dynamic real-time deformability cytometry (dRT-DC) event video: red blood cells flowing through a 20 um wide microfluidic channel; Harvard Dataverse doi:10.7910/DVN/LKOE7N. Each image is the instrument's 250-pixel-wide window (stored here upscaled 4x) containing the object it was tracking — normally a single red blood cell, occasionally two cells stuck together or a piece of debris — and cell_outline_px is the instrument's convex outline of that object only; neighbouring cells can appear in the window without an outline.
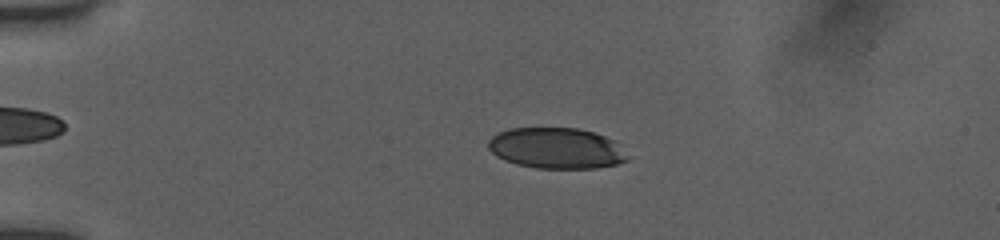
{"species": "human", "species_latin": "Homo sapiens", "temperature_condition": "room temperature", "stored_images_in_passage": 54, "camera_frame_rate_fps": 3000, "um_per_image_px": 0.085, "donor": {"sex": "female"}, "frame": {"image": 1, "passage_image": 13, "time_ms": 4.0, "image_size_px": [1000, 240], "cell_outline_px": [[628, 160], [616, 164], [596, 168], [536, 168], [516, 164], [504, 160], [496, 156], [488, 148], [488, 140], [492, 136], [500, 132], [512, 128], [576, 128], [592, 132], [616, 140], [628, 156]], "centroid_in_image_um": [47.29, 12.6], "position_along_channel_um": 37.7, "area_um2": 33.18}}
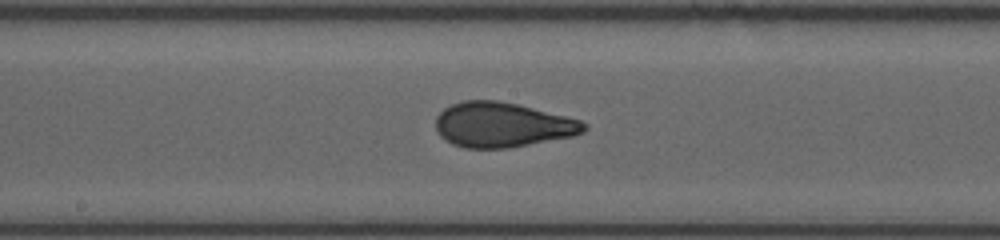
{"frame": {"image": 2, "passage_image": 30, "time_ms": 9.667, "image_size_px": [1000, 240], "cell_outline_px": [[588, 128], [584, 132], [572, 136], [508, 148], [464, 148], [452, 144], [444, 140], [436, 132], [436, 116], [444, 108], [452, 104], [464, 100], [496, 100], [516, 104], [580, 120], [588, 124]], "centroid_in_image_um": [42.66, 10.62], "position_along_channel_um": 205.5, "area_um2": 38.67}}
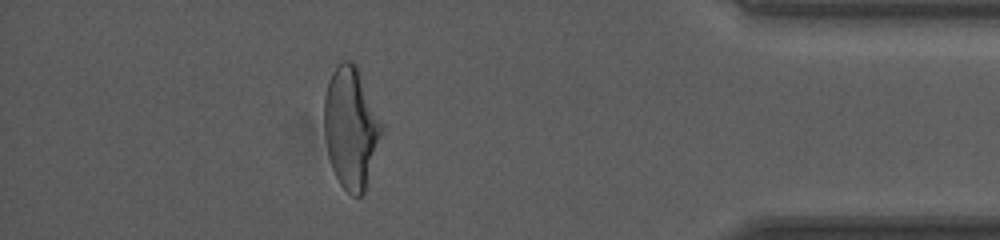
{"frame": {"image": 3, "passage_image": 48, "time_ms": 15.667, "image_size_px": [1000, 240], "cell_outline_px": [[384, 128], [364, 192], [360, 196], [352, 196], [340, 184], [332, 168], [328, 156], [324, 136], [324, 96], [328, 80], [336, 64], [340, 60], [352, 60], [356, 64], [384, 124]], "centroid_in_image_um": [29.83, 10.8], "position_along_channel_um": 405.4, "area_um2": 41.1}, "authors_computed_cell_mechanics": {"area_um2": 37.5989, "velocity_mm_per_s": 3.9223, "shape_relaxation_time_tau1_ms": 4.6827, "shape_relaxation_time_tau2_ms": 0.8748, "deformation_change_tau1": 0.1754, "deformation_change_tau2": 0.0735}}